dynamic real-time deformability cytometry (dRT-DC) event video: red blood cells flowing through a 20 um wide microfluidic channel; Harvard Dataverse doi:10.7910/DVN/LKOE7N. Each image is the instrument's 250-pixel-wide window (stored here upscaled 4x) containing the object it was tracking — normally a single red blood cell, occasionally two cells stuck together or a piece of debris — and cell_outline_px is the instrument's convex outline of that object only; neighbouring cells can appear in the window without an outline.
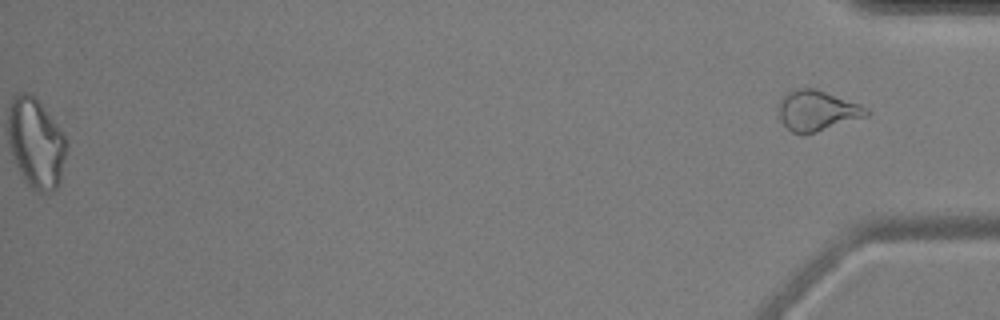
{"species": "common noctule bat (a hibernating species)", "species_latin": "Nyctalus noctula", "temperature_condition": "cold", "stored_images_in_passage": 55, "segment_of_instrument_passage": [2, 2], "camera_frame_rate_fps": 3000, "um_per_image_px": 0.085, "animal": {"sex": "male", "body_mass_g": 17.9, "forearm_length_mm": 54.2}, "frame": {"image": 1, "passage_image": 55, "time_ms": 18.0, "image_size_px": [1000, 320], "cell_outline_px": [[868, 116], [804, 136], [800, 136], [792, 132], [780, 120], [780, 100], [788, 92], [796, 88], [816, 88], [860, 104], [868, 108]], "centroid_in_image_um": [69.46, 9.42], "position_along_channel_um": 365.7, "area_um2": 20.75}}